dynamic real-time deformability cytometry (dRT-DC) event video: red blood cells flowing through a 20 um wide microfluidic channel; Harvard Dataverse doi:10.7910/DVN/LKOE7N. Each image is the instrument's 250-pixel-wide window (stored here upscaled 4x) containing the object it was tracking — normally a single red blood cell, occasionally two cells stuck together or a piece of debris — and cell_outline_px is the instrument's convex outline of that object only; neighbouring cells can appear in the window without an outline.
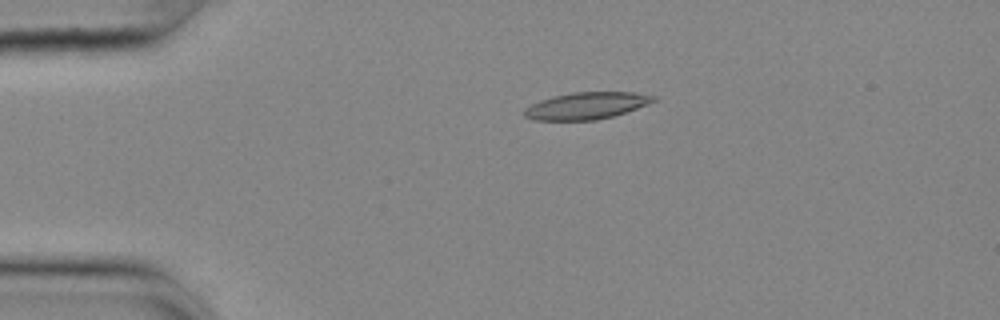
{"species": "common noctule bat (a hibernating species)", "species_latin": "Nyctalus noctula", "temperature_condition": "cold", "stored_images_in_passage": 45, "camera_frame_rate_fps": 3000, "um_per_image_px": 0.085, "animal": {"sex": "female", "body_mass_g": 25.1}, "frame": {"image": 1, "passage_image": 1, "time_ms": 0.0, "image_size_px": [1000, 320], "cell_outline_px": [[656, 100], [648, 104], [612, 116], [596, 120], [532, 120], [524, 116], [524, 108], [540, 100], [552, 96], [572, 92], [632, 92], [656, 96]], "centroid_in_image_um": [49.81, 8.98], "position_along_channel_um": 35.2, "area_um2": 20.17}}
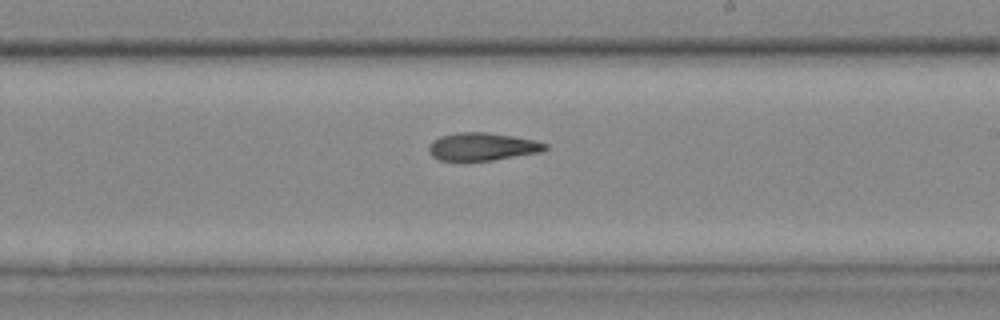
{"frame": {"image": 2, "passage_image": 22, "time_ms": 7.0, "image_size_px": [1000, 320], "cell_outline_px": [[548, 148], [540, 152], [492, 160], [440, 160], [432, 156], [428, 152], [428, 148], [432, 140], [440, 136], [456, 132], [488, 132], [536, 140], [548, 144]], "centroid_in_image_um": [40.99, 12.45], "position_along_channel_um": 248.0, "area_um2": 18.84}}
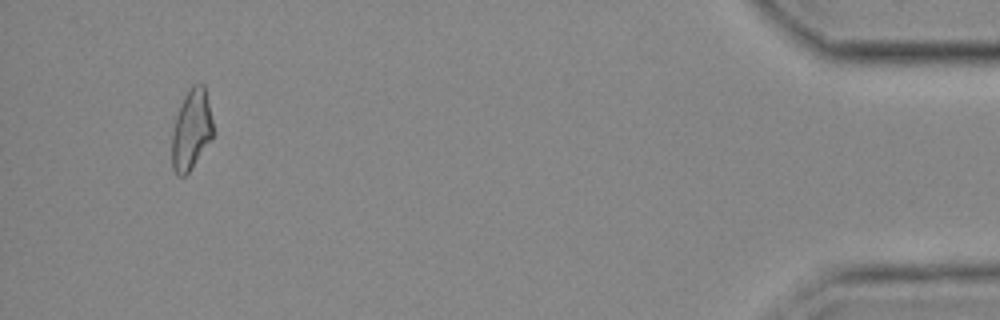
{"frame": {"image": 3, "passage_image": 42, "time_ms": 13.667, "image_size_px": [1000, 320], "cell_outline_px": [[212, 140], [188, 172], [184, 176], [176, 176], [172, 168], [172, 128], [180, 104], [184, 96], [192, 84], [204, 84], [212, 120]], "centroid_in_image_um": [16.24, 11.03], "position_along_channel_um": 419.0, "area_um2": 19.25}, "authors_computed_cell_mechanics": {"area_um2": 19.4786, "velocity_mm_per_s": 3.6322, "shape_relaxation_time_tau1_ms": null, "shape_relaxation_time_tau2_ms": 5.7663, "deformation_change_tau1": null, "deformation_change_tau2": 0.1438}}